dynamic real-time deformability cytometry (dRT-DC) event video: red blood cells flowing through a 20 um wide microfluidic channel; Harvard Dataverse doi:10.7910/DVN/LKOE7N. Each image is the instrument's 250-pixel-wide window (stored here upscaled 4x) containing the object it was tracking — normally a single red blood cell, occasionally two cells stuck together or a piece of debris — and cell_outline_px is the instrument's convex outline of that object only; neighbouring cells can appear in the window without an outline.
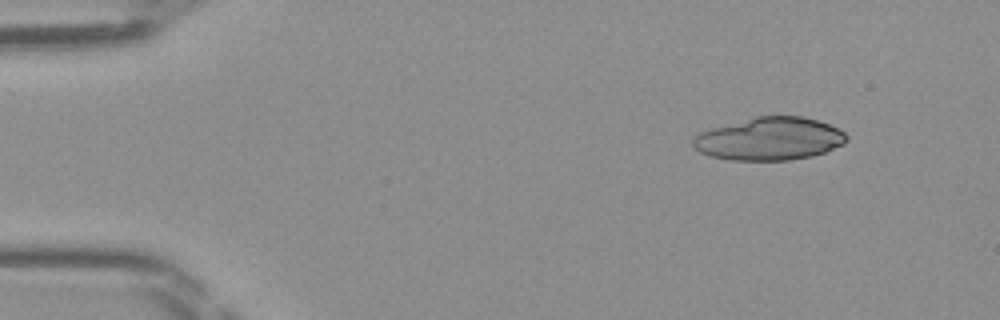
{"species": "Egyptian fruit bat (a non-hibernating species)", "species_latin": "Rousettus aegyptiacus", "temperature_condition": "room temperature", "stored_images_in_passage": 11, "camera_frame_rate_fps": 3000, "um_per_image_px": 0.085, "frame": {"image": 1, "passage_image": 1, "time_ms": 0.0, "image_size_px": [1000, 320], "cell_outline_px": [[848, 140], [844, 144], [824, 152], [812, 156], [788, 160], [732, 160], [712, 156], [700, 152], [692, 144], [692, 140], [700, 132], [712, 128], [756, 116], [804, 116], [828, 124], [844, 132], [848, 136]], "centroid_in_image_um": [65.43, 11.8], "position_along_channel_um": 19.6, "area_um2": 38.09}}